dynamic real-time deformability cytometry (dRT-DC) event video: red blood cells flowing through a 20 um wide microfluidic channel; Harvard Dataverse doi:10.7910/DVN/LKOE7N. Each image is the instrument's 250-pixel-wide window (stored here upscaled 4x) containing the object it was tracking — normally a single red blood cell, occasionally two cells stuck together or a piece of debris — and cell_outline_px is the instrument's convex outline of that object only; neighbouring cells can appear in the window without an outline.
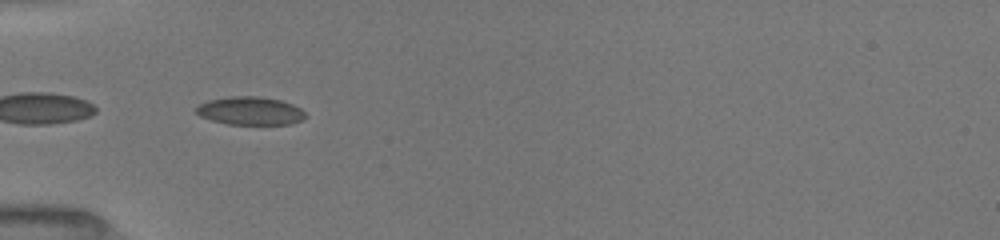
{"species": "common noctule bat (a hibernating species)", "species_latin": "Nyctalus noctula", "temperature_condition": "room temperature", "stored_images_in_passage": 45, "camera_frame_rate_fps": 3000, "um_per_image_px": 0.085, "animal": {"sex": "female", "body_mass_g": 19.5, "forearm_length_mm": 54.1}, "frame": {"image": 1, "passage_image": 5, "time_ms": 1.333, "image_size_px": [1000, 240], "cell_outline_px": [[304, 116], [300, 120], [288, 124], [228, 124], [212, 120], [200, 116], [196, 112], [196, 108], [200, 104], [208, 100], [228, 96], [260, 96], [280, 100], [292, 104], [300, 108], [304, 112]], "centroid_in_image_um": [21.23, 9.41], "position_along_channel_um": 63.8, "area_um2": 17.74}}
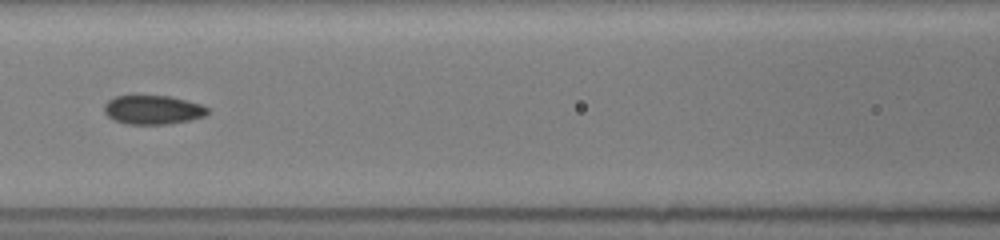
{"frame": {"image": 2, "passage_image": 13, "time_ms": 3.667, "image_size_px": [1000, 240], "cell_outline_px": [[208, 112], [204, 116], [192, 120], [168, 124], [128, 124], [112, 120], [104, 112], [104, 104], [108, 100], [116, 96], [168, 96], [200, 104], [208, 108]], "centroid_in_image_um": [12.97, 9.34], "position_along_channel_um": 153.6, "area_um2": 17.4}}
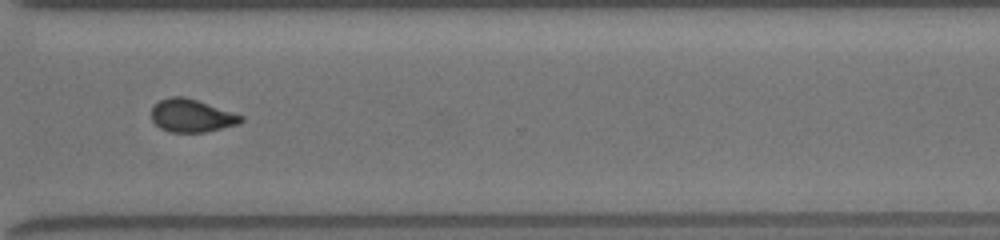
{"frame": {"image": 3, "passage_image": 32, "time_ms": 8.667, "image_size_px": [1000, 240], "cell_outline_px": [[244, 120], [240, 124], [208, 132], [168, 132], [160, 128], [152, 120], [152, 108], [160, 100], [172, 96], [184, 96], [244, 116]], "centroid_in_image_um": [16.31, 9.85], "position_along_channel_um": 354.3, "area_um2": 17.17}, "authors_computed_cell_mechanics": {"area_um2": 17.5134, "velocity_mm_per_s": 4.0218, "shape_relaxation_time_tau1_ms": null, "shape_relaxation_time_tau2_ms": 1.915, "deformation_change_tau1": null, "deformation_change_tau2": 0.0616}}